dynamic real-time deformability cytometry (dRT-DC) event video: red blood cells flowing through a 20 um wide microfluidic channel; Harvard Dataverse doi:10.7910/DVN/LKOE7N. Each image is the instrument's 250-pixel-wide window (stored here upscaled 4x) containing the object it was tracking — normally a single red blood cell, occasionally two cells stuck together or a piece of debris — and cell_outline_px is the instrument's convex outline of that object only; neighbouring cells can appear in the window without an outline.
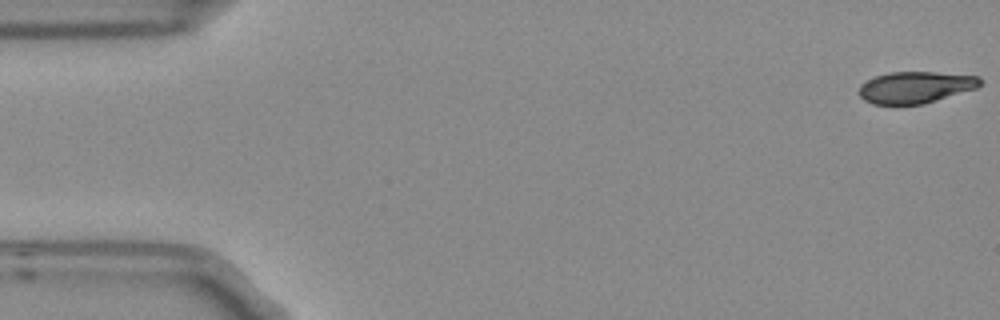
{"species": "Egyptian fruit bat (a non-hibernating species)", "species_latin": "Rousettus aegyptiacus", "temperature_condition": "room temperature", "stored_images_in_passage": 5, "camera_frame_rate_fps": 3000, "um_per_image_px": 0.085, "frame": {"image": 1, "passage_image": 1, "time_ms": 0.0, "image_size_px": [1000, 320], "cell_outline_px": [[984, 80], [976, 88], [924, 104], [872, 104], [864, 100], [856, 92], [860, 84], [876, 76], [892, 72], [936, 72], [980, 76]], "centroid_in_image_um": [77.8, 7.42], "position_along_channel_um": 7.2, "area_um2": 22.43}}
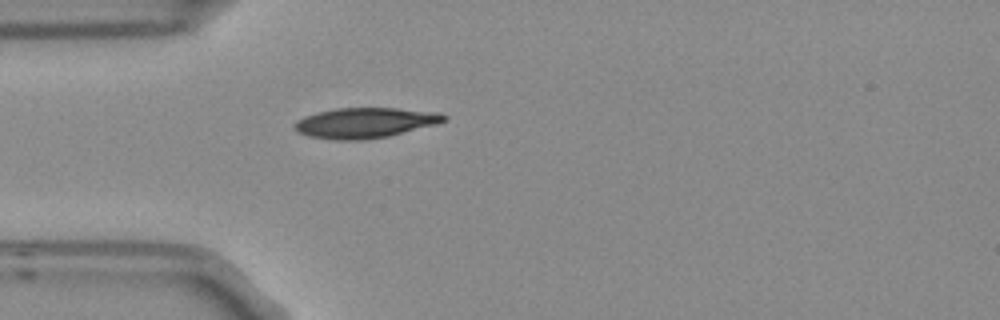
{"frame": {"image": 2, "passage_image": 5, "time_ms": 1.333, "image_size_px": [1000, 320], "cell_outline_px": [[448, 120], [436, 124], [388, 136], [364, 140], [332, 140], [308, 136], [300, 132], [292, 124], [296, 120], [304, 116], [336, 108], [396, 108], [440, 112], [448, 116]], "centroid_in_image_um": [31.05, 10.44], "position_along_channel_um": 53.9, "area_um2": 26.41}}